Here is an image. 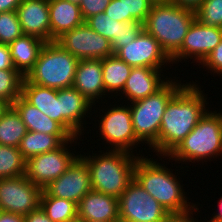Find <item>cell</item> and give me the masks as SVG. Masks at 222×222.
I'll return each instance as SVG.
<instances>
[{
	"label": "cell",
	"mask_w": 222,
	"mask_h": 222,
	"mask_svg": "<svg viewBox=\"0 0 222 222\" xmlns=\"http://www.w3.org/2000/svg\"><path fill=\"white\" fill-rule=\"evenodd\" d=\"M114 54L131 67L163 69L165 65L167 68V64H171V59L158 41L144 29L132 42L119 48Z\"/></svg>",
	"instance_id": "obj_14"
},
{
	"label": "cell",
	"mask_w": 222,
	"mask_h": 222,
	"mask_svg": "<svg viewBox=\"0 0 222 222\" xmlns=\"http://www.w3.org/2000/svg\"><path fill=\"white\" fill-rule=\"evenodd\" d=\"M21 95L43 114L60 124V101L57 89L33 84L24 78Z\"/></svg>",
	"instance_id": "obj_24"
},
{
	"label": "cell",
	"mask_w": 222,
	"mask_h": 222,
	"mask_svg": "<svg viewBox=\"0 0 222 222\" xmlns=\"http://www.w3.org/2000/svg\"><path fill=\"white\" fill-rule=\"evenodd\" d=\"M57 97L58 101H60V125L72 137L80 138L85 131V126L83 125H86V116L88 114L92 115L90 112H92L94 104L73 86L58 89Z\"/></svg>",
	"instance_id": "obj_16"
},
{
	"label": "cell",
	"mask_w": 222,
	"mask_h": 222,
	"mask_svg": "<svg viewBox=\"0 0 222 222\" xmlns=\"http://www.w3.org/2000/svg\"><path fill=\"white\" fill-rule=\"evenodd\" d=\"M119 220L165 222L170 214L134 179L118 198Z\"/></svg>",
	"instance_id": "obj_9"
},
{
	"label": "cell",
	"mask_w": 222,
	"mask_h": 222,
	"mask_svg": "<svg viewBox=\"0 0 222 222\" xmlns=\"http://www.w3.org/2000/svg\"><path fill=\"white\" fill-rule=\"evenodd\" d=\"M66 1L80 5L82 0H66Z\"/></svg>",
	"instance_id": "obj_49"
},
{
	"label": "cell",
	"mask_w": 222,
	"mask_h": 222,
	"mask_svg": "<svg viewBox=\"0 0 222 222\" xmlns=\"http://www.w3.org/2000/svg\"><path fill=\"white\" fill-rule=\"evenodd\" d=\"M104 12L109 17H112V19L123 22V8L121 0H111Z\"/></svg>",
	"instance_id": "obj_40"
},
{
	"label": "cell",
	"mask_w": 222,
	"mask_h": 222,
	"mask_svg": "<svg viewBox=\"0 0 222 222\" xmlns=\"http://www.w3.org/2000/svg\"><path fill=\"white\" fill-rule=\"evenodd\" d=\"M210 70L213 74L222 76V41L214 48V50L200 64Z\"/></svg>",
	"instance_id": "obj_37"
},
{
	"label": "cell",
	"mask_w": 222,
	"mask_h": 222,
	"mask_svg": "<svg viewBox=\"0 0 222 222\" xmlns=\"http://www.w3.org/2000/svg\"><path fill=\"white\" fill-rule=\"evenodd\" d=\"M192 83L186 82L166 106L158 136L159 158L169 156L208 111L207 96L201 86Z\"/></svg>",
	"instance_id": "obj_1"
},
{
	"label": "cell",
	"mask_w": 222,
	"mask_h": 222,
	"mask_svg": "<svg viewBox=\"0 0 222 222\" xmlns=\"http://www.w3.org/2000/svg\"><path fill=\"white\" fill-rule=\"evenodd\" d=\"M144 156H138L134 169V179L165 210L170 214L183 213L197 205L188 201L190 199L187 197L185 189H183L184 186L180 184V177L177 178L178 175L173 174L172 169H168L156 159Z\"/></svg>",
	"instance_id": "obj_2"
},
{
	"label": "cell",
	"mask_w": 222,
	"mask_h": 222,
	"mask_svg": "<svg viewBox=\"0 0 222 222\" xmlns=\"http://www.w3.org/2000/svg\"><path fill=\"white\" fill-rule=\"evenodd\" d=\"M23 79L17 70H0V98L12 105L21 96Z\"/></svg>",
	"instance_id": "obj_30"
},
{
	"label": "cell",
	"mask_w": 222,
	"mask_h": 222,
	"mask_svg": "<svg viewBox=\"0 0 222 222\" xmlns=\"http://www.w3.org/2000/svg\"><path fill=\"white\" fill-rule=\"evenodd\" d=\"M162 71L150 67H133L120 96L124 94L126 101L134 102L154 94L169 79L161 74Z\"/></svg>",
	"instance_id": "obj_18"
},
{
	"label": "cell",
	"mask_w": 222,
	"mask_h": 222,
	"mask_svg": "<svg viewBox=\"0 0 222 222\" xmlns=\"http://www.w3.org/2000/svg\"><path fill=\"white\" fill-rule=\"evenodd\" d=\"M153 4L170 3V0H151Z\"/></svg>",
	"instance_id": "obj_47"
},
{
	"label": "cell",
	"mask_w": 222,
	"mask_h": 222,
	"mask_svg": "<svg viewBox=\"0 0 222 222\" xmlns=\"http://www.w3.org/2000/svg\"><path fill=\"white\" fill-rule=\"evenodd\" d=\"M193 210V211H192ZM198 205L191 208L189 211L183 213H171L167 216L165 222H198L196 218L194 219L193 213L198 214ZM206 222V221H202Z\"/></svg>",
	"instance_id": "obj_38"
},
{
	"label": "cell",
	"mask_w": 222,
	"mask_h": 222,
	"mask_svg": "<svg viewBox=\"0 0 222 222\" xmlns=\"http://www.w3.org/2000/svg\"><path fill=\"white\" fill-rule=\"evenodd\" d=\"M12 107L20 115L27 131L52 135H70L58 122L43 114L22 95L12 103Z\"/></svg>",
	"instance_id": "obj_22"
},
{
	"label": "cell",
	"mask_w": 222,
	"mask_h": 222,
	"mask_svg": "<svg viewBox=\"0 0 222 222\" xmlns=\"http://www.w3.org/2000/svg\"><path fill=\"white\" fill-rule=\"evenodd\" d=\"M78 139L83 141L80 138L72 137L56 150L27 159L25 176L34 184L44 189L52 181L59 178L79 156V154H74L76 151L71 152L68 149L72 147L73 142L77 144ZM69 142L71 145H69Z\"/></svg>",
	"instance_id": "obj_10"
},
{
	"label": "cell",
	"mask_w": 222,
	"mask_h": 222,
	"mask_svg": "<svg viewBox=\"0 0 222 222\" xmlns=\"http://www.w3.org/2000/svg\"><path fill=\"white\" fill-rule=\"evenodd\" d=\"M27 128L20 115L11 106L0 118V145L19 147Z\"/></svg>",
	"instance_id": "obj_27"
},
{
	"label": "cell",
	"mask_w": 222,
	"mask_h": 222,
	"mask_svg": "<svg viewBox=\"0 0 222 222\" xmlns=\"http://www.w3.org/2000/svg\"><path fill=\"white\" fill-rule=\"evenodd\" d=\"M45 43L36 36L23 35L9 44L14 67L23 77L33 68Z\"/></svg>",
	"instance_id": "obj_23"
},
{
	"label": "cell",
	"mask_w": 222,
	"mask_h": 222,
	"mask_svg": "<svg viewBox=\"0 0 222 222\" xmlns=\"http://www.w3.org/2000/svg\"><path fill=\"white\" fill-rule=\"evenodd\" d=\"M84 222H103V221H84ZM110 222H118V221H110Z\"/></svg>",
	"instance_id": "obj_50"
},
{
	"label": "cell",
	"mask_w": 222,
	"mask_h": 222,
	"mask_svg": "<svg viewBox=\"0 0 222 222\" xmlns=\"http://www.w3.org/2000/svg\"><path fill=\"white\" fill-rule=\"evenodd\" d=\"M221 41V27L207 26L195 19L181 48L170 58L171 64L190 58L200 65Z\"/></svg>",
	"instance_id": "obj_13"
},
{
	"label": "cell",
	"mask_w": 222,
	"mask_h": 222,
	"mask_svg": "<svg viewBox=\"0 0 222 222\" xmlns=\"http://www.w3.org/2000/svg\"><path fill=\"white\" fill-rule=\"evenodd\" d=\"M11 106L12 105L8 101L0 98V118L9 110Z\"/></svg>",
	"instance_id": "obj_46"
},
{
	"label": "cell",
	"mask_w": 222,
	"mask_h": 222,
	"mask_svg": "<svg viewBox=\"0 0 222 222\" xmlns=\"http://www.w3.org/2000/svg\"><path fill=\"white\" fill-rule=\"evenodd\" d=\"M216 212V213H215ZM214 214H212L213 218H210V221L207 220V222H219L222 221V198L220 197V200L218 202V210H216Z\"/></svg>",
	"instance_id": "obj_45"
},
{
	"label": "cell",
	"mask_w": 222,
	"mask_h": 222,
	"mask_svg": "<svg viewBox=\"0 0 222 222\" xmlns=\"http://www.w3.org/2000/svg\"><path fill=\"white\" fill-rule=\"evenodd\" d=\"M118 222H128V221H125V220H119Z\"/></svg>",
	"instance_id": "obj_51"
},
{
	"label": "cell",
	"mask_w": 222,
	"mask_h": 222,
	"mask_svg": "<svg viewBox=\"0 0 222 222\" xmlns=\"http://www.w3.org/2000/svg\"><path fill=\"white\" fill-rule=\"evenodd\" d=\"M0 70H16L11 59L9 44L0 43Z\"/></svg>",
	"instance_id": "obj_39"
},
{
	"label": "cell",
	"mask_w": 222,
	"mask_h": 222,
	"mask_svg": "<svg viewBox=\"0 0 222 222\" xmlns=\"http://www.w3.org/2000/svg\"><path fill=\"white\" fill-rule=\"evenodd\" d=\"M196 19L195 11L173 3L153 4L143 29L153 36L171 58L180 48Z\"/></svg>",
	"instance_id": "obj_4"
},
{
	"label": "cell",
	"mask_w": 222,
	"mask_h": 222,
	"mask_svg": "<svg viewBox=\"0 0 222 222\" xmlns=\"http://www.w3.org/2000/svg\"><path fill=\"white\" fill-rule=\"evenodd\" d=\"M43 189L25 174L0 179V209L4 212L26 216L40 207Z\"/></svg>",
	"instance_id": "obj_11"
},
{
	"label": "cell",
	"mask_w": 222,
	"mask_h": 222,
	"mask_svg": "<svg viewBox=\"0 0 222 222\" xmlns=\"http://www.w3.org/2000/svg\"><path fill=\"white\" fill-rule=\"evenodd\" d=\"M98 152L92 151V156L79 154L90 172L92 190L119 198L134 180L135 165L142 154L109 149Z\"/></svg>",
	"instance_id": "obj_3"
},
{
	"label": "cell",
	"mask_w": 222,
	"mask_h": 222,
	"mask_svg": "<svg viewBox=\"0 0 222 222\" xmlns=\"http://www.w3.org/2000/svg\"><path fill=\"white\" fill-rule=\"evenodd\" d=\"M0 222H25V219L22 215L2 211L0 213Z\"/></svg>",
	"instance_id": "obj_44"
},
{
	"label": "cell",
	"mask_w": 222,
	"mask_h": 222,
	"mask_svg": "<svg viewBox=\"0 0 222 222\" xmlns=\"http://www.w3.org/2000/svg\"><path fill=\"white\" fill-rule=\"evenodd\" d=\"M179 81V82H178ZM181 80L171 79L154 94L146 98L126 102L129 104L132 124L136 138L146 143L158 156V136L161 128L162 116L170 99L185 85ZM132 104V105H131Z\"/></svg>",
	"instance_id": "obj_5"
},
{
	"label": "cell",
	"mask_w": 222,
	"mask_h": 222,
	"mask_svg": "<svg viewBox=\"0 0 222 222\" xmlns=\"http://www.w3.org/2000/svg\"><path fill=\"white\" fill-rule=\"evenodd\" d=\"M55 42L79 60L104 59L114 55L111 42L85 22L65 32Z\"/></svg>",
	"instance_id": "obj_12"
},
{
	"label": "cell",
	"mask_w": 222,
	"mask_h": 222,
	"mask_svg": "<svg viewBox=\"0 0 222 222\" xmlns=\"http://www.w3.org/2000/svg\"><path fill=\"white\" fill-rule=\"evenodd\" d=\"M78 62V58L55 41L46 42L24 78L30 83L57 90L72 87Z\"/></svg>",
	"instance_id": "obj_7"
},
{
	"label": "cell",
	"mask_w": 222,
	"mask_h": 222,
	"mask_svg": "<svg viewBox=\"0 0 222 222\" xmlns=\"http://www.w3.org/2000/svg\"><path fill=\"white\" fill-rule=\"evenodd\" d=\"M109 106L110 108L102 110L103 114L99 115V134L102 140L106 141L110 150H121L133 153L135 148L141 142L136 138L129 104ZM121 106V107H120ZM111 146V148H110Z\"/></svg>",
	"instance_id": "obj_8"
},
{
	"label": "cell",
	"mask_w": 222,
	"mask_h": 222,
	"mask_svg": "<svg viewBox=\"0 0 222 222\" xmlns=\"http://www.w3.org/2000/svg\"><path fill=\"white\" fill-rule=\"evenodd\" d=\"M25 222H53L41 207L24 216Z\"/></svg>",
	"instance_id": "obj_41"
},
{
	"label": "cell",
	"mask_w": 222,
	"mask_h": 222,
	"mask_svg": "<svg viewBox=\"0 0 222 222\" xmlns=\"http://www.w3.org/2000/svg\"><path fill=\"white\" fill-rule=\"evenodd\" d=\"M26 173V159L18 147L0 145V179L14 178Z\"/></svg>",
	"instance_id": "obj_29"
},
{
	"label": "cell",
	"mask_w": 222,
	"mask_h": 222,
	"mask_svg": "<svg viewBox=\"0 0 222 222\" xmlns=\"http://www.w3.org/2000/svg\"><path fill=\"white\" fill-rule=\"evenodd\" d=\"M143 29V24L134 20L131 22H124L120 26L119 38L113 39L111 42L112 49L114 53L121 47L132 42L137 35Z\"/></svg>",
	"instance_id": "obj_35"
},
{
	"label": "cell",
	"mask_w": 222,
	"mask_h": 222,
	"mask_svg": "<svg viewBox=\"0 0 222 222\" xmlns=\"http://www.w3.org/2000/svg\"><path fill=\"white\" fill-rule=\"evenodd\" d=\"M40 207L53 222H66L78 216L76 203L50 196L44 189L41 195Z\"/></svg>",
	"instance_id": "obj_28"
},
{
	"label": "cell",
	"mask_w": 222,
	"mask_h": 222,
	"mask_svg": "<svg viewBox=\"0 0 222 222\" xmlns=\"http://www.w3.org/2000/svg\"><path fill=\"white\" fill-rule=\"evenodd\" d=\"M92 30L107 38L110 42L119 38L120 26L124 22H119L109 17L105 12L98 13L84 21Z\"/></svg>",
	"instance_id": "obj_31"
},
{
	"label": "cell",
	"mask_w": 222,
	"mask_h": 222,
	"mask_svg": "<svg viewBox=\"0 0 222 222\" xmlns=\"http://www.w3.org/2000/svg\"><path fill=\"white\" fill-rule=\"evenodd\" d=\"M71 138V135H52L27 131L18 148L27 160L32 156L56 150Z\"/></svg>",
	"instance_id": "obj_25"
},
{
	"label": "cell",
	"mask_w": 222,
	"mask_h": 222,
	"mask_svg": "<svg viewBox=\"0 0 222 222\" xmlns=\"http://www.w3.org/2000/svg\"><path fill=\"white\" fill-rule=\"evenodd\" d=\"M203 0H170V3L177 4L180 7L196 10Z\"/></svg>",
	"instance_id": "obj_42"
},
{
	"label": "cell",
	"mask_w": 222,
	"mask_h": 222,
	"mask_svg": "<svg viewBox=\"0 0 222 222\" xmlns=\"http://www.w3.org/2000/svg\"><path fill=\"white\" fill-rule=\"evenodd\" d=\"M111 0H82L79 7L84 21L98 13L105 11Z\"/></svg>",
	"instance_id": "obj_36"
},
{
	"label": "cell",
	"mask_w": 222,
	"mask_h": 222,
	"mask_svg": "<svg viewBox=\"0 0 222 222\" xmlns=\"http://www.w3.org/2000/svg\"><path fill=\"white\" fill-rule=\"evenodd\" d=\"M22 0H0V13L16 11Z\"/></svg>",
	"instance_id": "obj_43"
},
{
	"label": "cell",
	"mask_w": 222,
	"mask_h": 222,
	"mask_svg": "<svg viewBox=\"0 0 222 222\" xmlns=\"http://www.w3.org/2000/svg\"><path fill=\"white\" fill-rule=\"evenodd\" d=\"M84 221H119L118 198L91 190L77 205Z\"/></svg>",
	"instance_id": "obj_20"
},
{
	"label": "cell",
	"mask_w": 222,
	"mask_h": 222,
	"mask_svg": "<svg viewBox=\"0 0 222 222\" xmlns=\"http://www.w3.org/2000/svg\"><path fill=\"white\" fill-rule=\"evenodd\" d=\"M66 222H84V220L77 216L74 219L68 220Z\"/></svg>",
	"instance_id": "obj_48"
},
{
	"label": "cell",
	"mask_w": 222,
	"mask_h": 222,
	"mask_svg": "<svg viewBox=\"0 0 222 222\" xmlns=\"http://www.w3.org/2000/svg\"><path fill=\"white\" fill-rule=\"evenodd\" d=\"M73 87L92 104L95 105L100 99L103 102L102 98L108 94L103 85L102 59L79 60Z\"/></svg>",
	"instance_id": "obj_19"
},
{
	"label": "cell",
	"mask_w": 222,
	"mask_h": 222,
	"mask_svg": "<svg viewBox=\"0 0 222 222\" xmlns=\"http://www.w3.org/2000/svg\"><path fill=\"white\" fill-rule=\"evenodd\" d=\"M219 156L222 157V112L209 110L166 159L179 164L192 161L195 164L204 163L205 159V162L212 161L210 158Z\"/></svg>",
	"instance_id": "obj_6"
},
{
	"label": "cell",
	"mask_w": 222,
	"mask_h": 222,
	"mask_svg": "<svg viewBox=\"0 0 222 222\" xmlns=\"http://www.w3.org/2000/svg\"><path fill=\"white\" fill-rule=\"evenodd\" d=\"M51 41L84 23L78 4L66 0H49Z\"/></svg>",
	"instance_id": "obj_21"
},
{
	"label": "cell",
	"mask_w": 222,
	"mask_h": 222,
	"mask_svg": "<svg viewBox=\"0 0 222 222\" xmlns=\"http://www.w3.org/2000/svg\"><path fill=\"white\" fill-rule=\"evenodd\" d=\"M23 30L16 11L0 13V43L10 44L23 36Z\"/></svg>",
	"instance_id": "obj_33"
},
{
	"label": "cell",
	"mask_w": 222,
	"mask_h": 222,
	"mask_svg": "<svg viewBox=\"0 0 222 222\" xmlns=\"http://www.w3.org/2000/svg\"><path fill=\"white\" fill-rule=\"evenodd\" d=\"M133 67L129 66L115 54L102 59L103 85L105 92L118 98L123 91ZM119 91V94H118ZM114 94V96L112 95ZM117 93V95H115Z\"/></svg>",
	"instance_id": "obj_26"
},
{
	"label": "cell",
	"mask_w": 222,
	"mask_h": 222,
	"mask_svg": "<svg viewBox=\"0 0 222 222\" xmlns=\"http://www.w3.org/2000/svg\"><path fill=\"white\" fill-rule=\"evenodd\" d=\"M16 13L24 35L51 42L49 0H22Z\"/></svg>",
	"instance_id": "obj_17"
},
{
	"label": "cell",
	"mask_w": 222,
	"mask_h": 222,
	"mask_svg": "<svg viewBox=\"0 0 222 222\" xmlns=\"http://www.w3.org/2000/svg\"><path fill=\"white\" fill-rule=\"evenodd\" d=\"M195 14L204 25L222 28V0H203Z\"/></svg>",
	"instance_id": "obj_32"
},
{
	"label": "cell",
	"mask_w": 222,
	"mask_h": 222,
	"mask_svg": "<svg viewBox=\"0 0 222 222\" xmlns=\"http://www.w3.org/2000/svg\"><path fill=\"white\" fill-rule=\"evenodd\" d=\"M44 190L50 196L70 200L78 205L80 200L92 190L86 162L78 156L69 168Z\"/></svg>",
	"instance_id": "obj_15"
},
{
	"label": "cell",
	"mask_w": 222,
	"mask_h": 222,
	"mask_svg": "<svg viewBox=\"0 0 222 222\" xmlns=\"http://www.w3.org/2000/svg\"><path fill=\"white\" fill-rule=\"evenodd\" d=\"M123 8V22L138 21L144 23L150 13L153 2L151 0H121Z\"/></svg>",
	"instance_id": "obj_34"
}]
</instances>
